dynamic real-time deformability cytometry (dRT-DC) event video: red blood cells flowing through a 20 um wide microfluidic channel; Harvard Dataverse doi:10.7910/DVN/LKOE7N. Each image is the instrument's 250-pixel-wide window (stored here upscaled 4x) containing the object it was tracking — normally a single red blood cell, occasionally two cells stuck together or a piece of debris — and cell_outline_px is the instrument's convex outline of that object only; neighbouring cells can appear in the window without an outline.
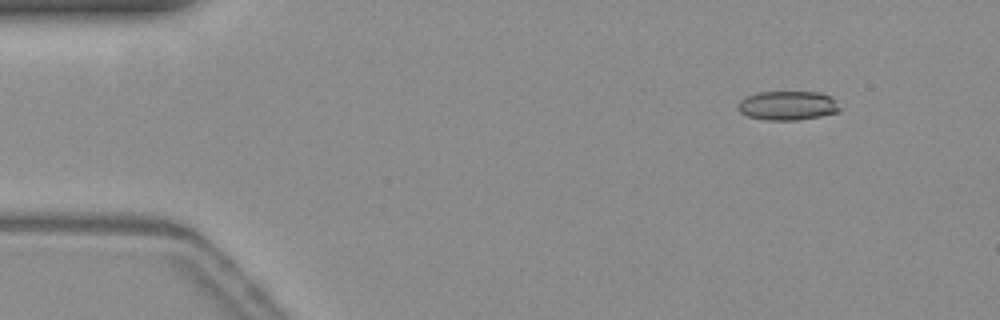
{"species": "common noctule bat (a hibernating species)", "species_latin": "Nyctalus noctula", "temperature_condition": "warm", "stored_images_in_passage": 49, "camera_frame_rate_fps": 3000, "um_per_image_px": 0.085, "animal": {"sex": "female", "body_mass_g": 19.3, "forearm_length_mm": 54.1}, "frame": {"image": 1, "passage_image": 1, "time_ms": 0.0, "image_size_px": [1000, 320], "cell_outline_px": [[840, 108], [836, 112], [820, 116], [796, 120], [768, 120], [748, 116], [740, 112], [736, 108], [740, 100], [744, 96], [760, 92], [820, 92], [832, 96], [836, 100]], "centroid_in_image_um": [66.93, 8.96], "position_along_channel_um": 18.1, "area_um2": 17.34}}
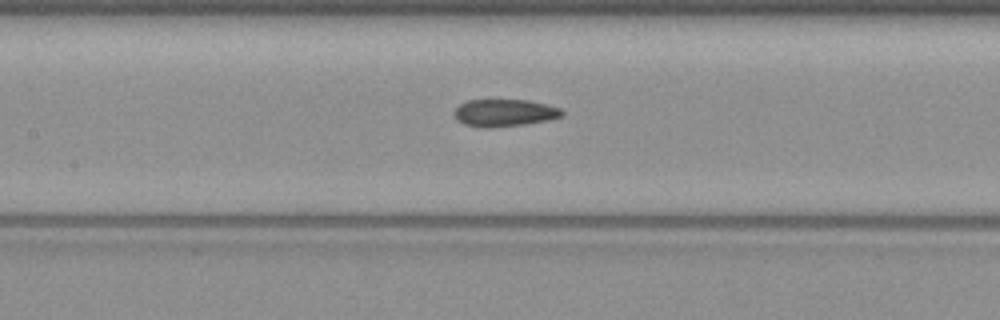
{"frame": {"image": 2, "passage_image": 20, "time_ms": 6.333, "image_size_px": [1000, 320], "cell_outline_px": [[564, 116], [524, 124], [492, 128], [480, 128], [464, 124], [456, 120], [452, 112], [460, 104], [468, 100], [528, 100], [560, 108], [564, 112]], "centroid_in_image_um": [42.82, 9.6], "position_along_channel_um": 164.6, "area_um2": 17.17}}
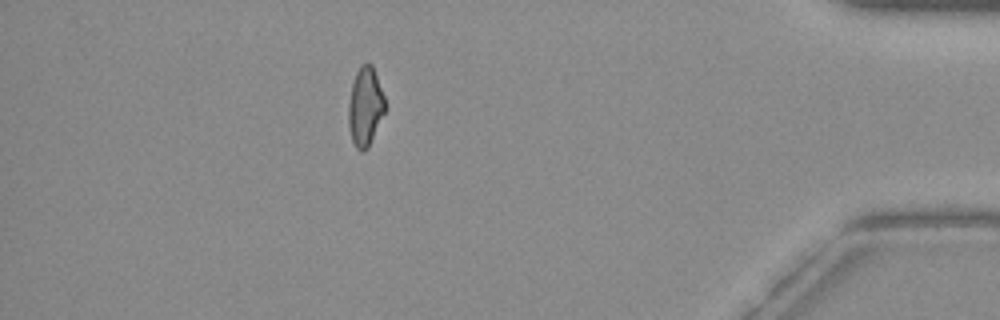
{"frame": {"image": 3, "passage_image": 43, "time_ms": 14.0, "image_size_px": [1000, 320], "cell_outline_px": [[388, 108], [368, 148], [364, 152], [360, 152], [356, 148], [352, 140], [348, 128], [348, 104], [352, 84], [356, 72], [360, 64], [372, 64], [384, 96]], "centroid_in_image_um": [31.06, 9.1], "position_along_channel_um": 404.1, "area_um2": 17.22}, "authors_computed_cell_mechanics": {"area_um2": 17.5134, "velocity_mm_per_s": 3.7929, "shape_relaxation_time_tau1_ms": null, "shape_relaxation_time_tau2_ms": 3.163, "deformation_change_tau1": null, "deformation_change_tau2": 0.0919}}